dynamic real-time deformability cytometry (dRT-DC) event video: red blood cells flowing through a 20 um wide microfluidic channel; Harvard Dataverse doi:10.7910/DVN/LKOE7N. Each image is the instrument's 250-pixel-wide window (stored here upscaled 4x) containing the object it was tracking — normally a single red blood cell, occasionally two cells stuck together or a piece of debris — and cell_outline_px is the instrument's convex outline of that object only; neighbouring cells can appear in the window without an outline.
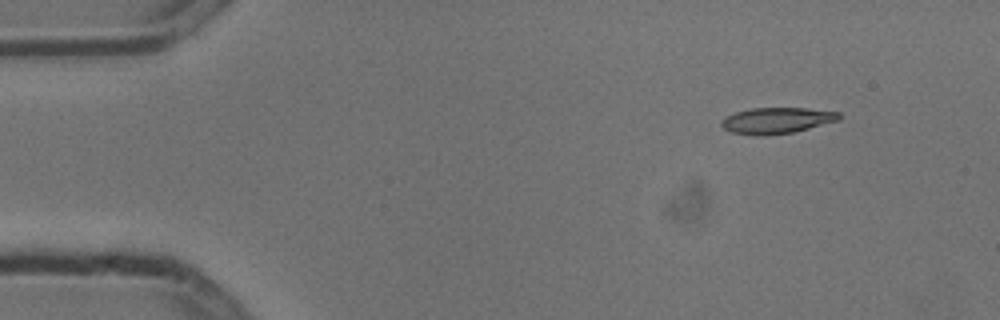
{"species": "common noctule bat (a hibernating species)", "species_latin": "Nyctalus noctula", "temperature_condition": "cold", "stored_images_in_passage": 5, "camera_frame_rate_fps": 3000, "um_per_image_px": 0.085, "animal": {"sex": "male", "body_mass_g": 13.3}, "frame": {"image": 1, "passage_image": 2, "time_ms": 0.333, "image_size_px": [1000, 320], "cell_outline_px": [[840, 120], [792, 132], [764, 136], [756, 136], [732, 132], [724, 128], [720, 124], [720, 120], [736, 112], [752, 108], [804, 108], [840, 112]], "centroid_in_image_um": [66.01, 10.24], "position_along_channel_um": 19.0, "area_um2": 17.74}}
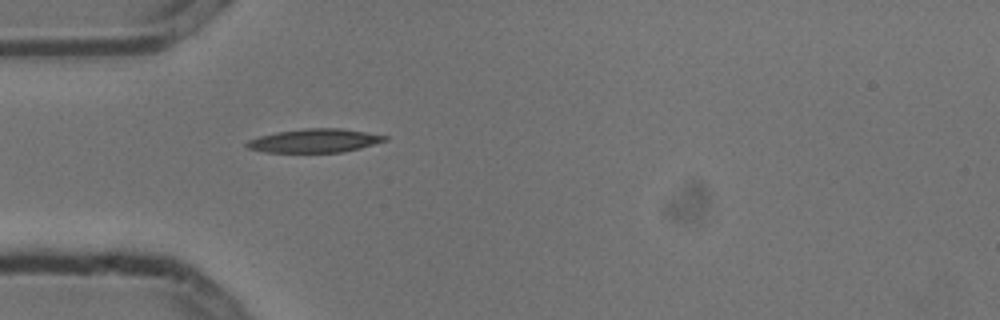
{"frame": {"image": 2, "passage_image": 5, "time_ms": 1.333, "image_size_px": [1000, 320], "cell_outline_px": [[388, 140], [360, 148], [344, 152], [264, 152], [248, 148], [244, 144], [248, 140], [260, 136], [276, 132], [304, 128], [340, 128], [388, 136]], "centroid_in_image_um": [26.73, 11.96], "position_along_channel_um": 58.3, "area_um2": 18.96}}